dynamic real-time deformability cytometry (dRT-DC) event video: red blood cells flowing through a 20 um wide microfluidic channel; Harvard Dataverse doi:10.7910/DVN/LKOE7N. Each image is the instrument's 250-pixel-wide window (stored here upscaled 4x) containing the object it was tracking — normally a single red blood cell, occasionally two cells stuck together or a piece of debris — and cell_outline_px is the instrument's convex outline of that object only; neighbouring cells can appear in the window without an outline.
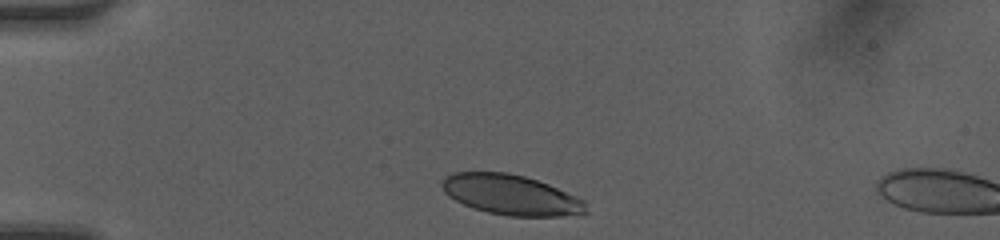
{"species": "human", "species_latin": "Homo sapiens", "temperature_condition": "room temperature", "stored_images_in_passage": 4, "camera_frame_rate_fps": 3000, "um_per_image_px": 0.085, "donor": {"sex": "female"}, "frame": {"image": 1, "passage_image": 1, "time_ms": 0.0, "image_size_px": [1000, 240], "cell_outline_px": [[588, 212], [560, 216], [508, 216], [488, 212], [472, 208], [448, 196], [444, 192], [440, 184], [444, 176], [452, 172], [508, 172], [524, 176], [548, 184], [576, 196], [584, 200]], "centroid_in_image_um": [43.39, 16.55], "position_along_channel_um": 41.6, "area_um2": 33.7}}